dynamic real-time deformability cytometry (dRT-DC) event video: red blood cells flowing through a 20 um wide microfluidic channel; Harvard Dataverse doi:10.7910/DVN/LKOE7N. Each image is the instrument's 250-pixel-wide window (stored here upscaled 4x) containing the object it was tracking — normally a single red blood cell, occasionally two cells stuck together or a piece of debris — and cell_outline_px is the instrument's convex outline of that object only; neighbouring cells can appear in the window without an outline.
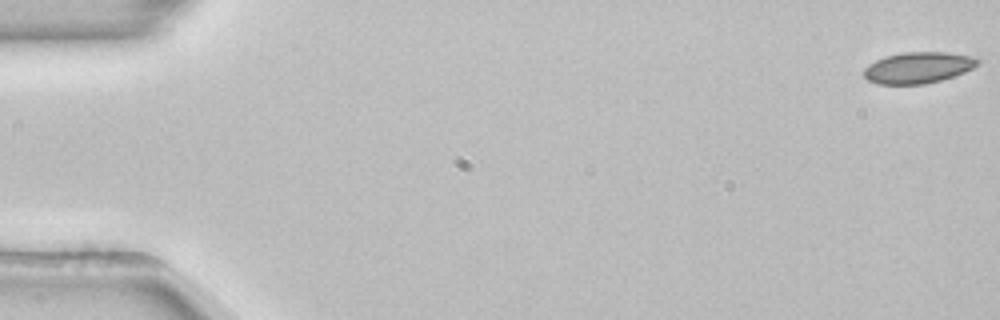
{"species": "common noctule bat (a hibernating species)", "species_latin": "Nyctalus noctula", "temperature_condition": "room temperature", "stored_images_in_passage": 49, "camera_frame_rate_fps": 3000, "um_per_image_px": 0.085, "animal": {"sex": "female", "body_mass_g": 22.7, "forearm_length_mm": 54.2}, "frame": {"image": 1, "passage_image": 1, "time_ms": 0.0, "image_size_px": [1000, 320], "cell_outline_px": [[980, 64], [964, 72], [940, 80], [924, 84], [876, 84], [868, 80], [864, 76], [864, 68], [868, 64], [884, 56], [904, 52], [948, 52], [980, 56]], "centroid_in_image_um": [78.08, 5.73], "position_along_channel_um": 6.9, "area_um2": 20.98}}
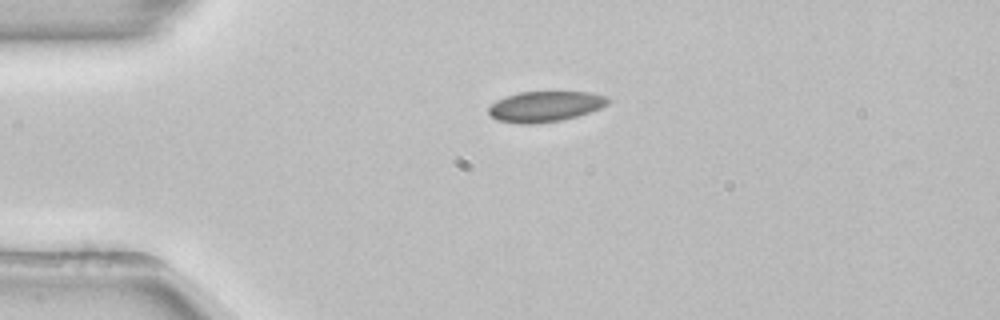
{"frame": {"image": 2, "passage_image": 13, "time_ms": 4.0, "image_size_px": [1000, 320], "cell_outline_px": [[612, 100], [608, 104], [600, 108], [576, 116], [560, 120], [532, 124], [520, 124], [496, 120], [488, 112], [488, 108], [496, 100], [504, 96], [520, 92], [588, 92], [608, 96]], "centroid_in_image_um": [46.33, 9.04], "position_along_channel_um": 38.7, "area_um2": 21.27}}
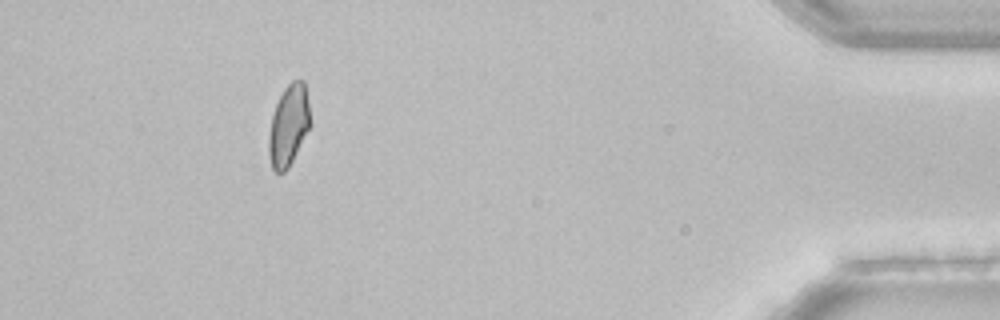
{"frame": {"image": 3, "passage_image": 49, "time_ms": 16.0, "image_size_px": [1000, 320], "cell_outline_px": [[312, 124], [288, 168], [284, 172], [276, 172], [272, 168], [268, 156], [268, 136], [272, 116], [276, 104], [284, 88], [292, 80], [304, 80], [308, 100]], "centroid_in_image_um": [24.54, 10.66], "position_along_channel_um": 410.7, "area_um2": 19.77}, "authors_computed_cell_mechanics": {"area_um2": 21.097, "velocity_mm_per_s": 3.8769, "shape_relaxation_time_tau1_ms": 8.2839, "shape_relaxation_time_tau2_ms": null, "deformation_change_tau1": 0.1031, "deformation_change_tau2": null}}